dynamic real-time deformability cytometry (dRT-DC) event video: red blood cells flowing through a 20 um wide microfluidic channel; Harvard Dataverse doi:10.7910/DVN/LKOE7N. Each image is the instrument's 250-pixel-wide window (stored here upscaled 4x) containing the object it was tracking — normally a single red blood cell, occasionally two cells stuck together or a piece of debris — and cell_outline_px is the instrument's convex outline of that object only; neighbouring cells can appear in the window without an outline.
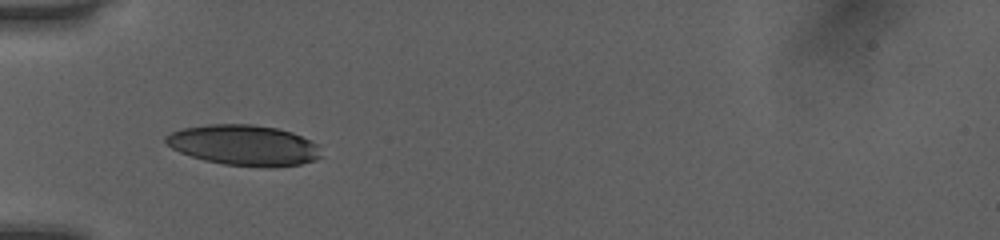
{"species": "human", "species_latin": "Homo sapiens", "temperature_condition": "room temperature", "stored_images_in_passage": 35, "camera_frame_rate_fps": 3000, "um_per_image_px": 0.085, "donor": {"sex": "female"}, "frame": {"image": 1, "passage_image": 1, "time_ms": 0.0, "image_size_px": [1000, 240], "cell_outline_px": [[324, 156], [316, 160], [300, 164], [272, 168], [268, 168], [224, 164], [204, 160], [180, 152], [172, 148], [164, 140], [164, 136], [172, 132], [184, 128], [208, 124], [252, 124], [276, 128], [292, 132], [312, 140], [320, 144]], "centroid_in_image_um": [20.82, 12.35], "position_along_channel_um": 64.2, "area_um2": 37.17}}
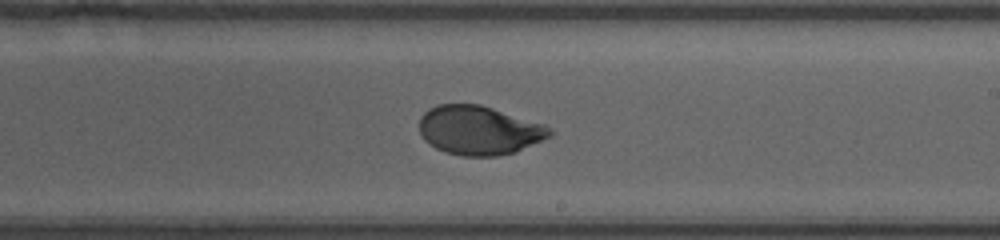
{"frame": {"image": 2, "passage_image": 15, "time_ms": 4.667, "image_size_px": [1000, 240], "cell_outline_px": [[556, 132], [552, 136], [516, 152], [496, 156], [460, 156], [444, 152], [428, 144], [424, 140], [420, 132], [420, 116], [428, 108], [436, 104], [480, 104], [544, 124], [552, 128]], "centroid_in_image_um": [40.73, 11.08], "position_along_channel_um": 248.3, "area_um2": 37.69}}
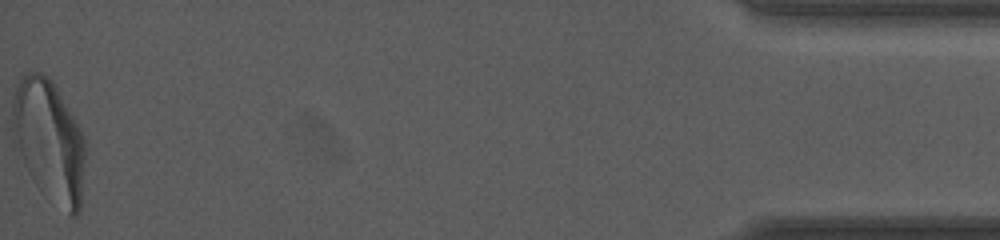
{"frame": {"image": 3, "passage_image": 35, "time_ms": 11.333, "image_size_px": [1000, 240], "cell_outline_px": [[88, 148], [80, 208], [76, 216], [72, 216], [28, 172], [12, 140], [12, 104], [16, 88], [20, 80], [28, 72], [40, 72], [52, 80], [80, 128], [84, 136]], "centroid_in_image_um": [4.2, 11.89], "position_along_channel_um": 431.0, "area_um2": 50.98}, "authors_computed_cell_mechanics": {"area_um2": 38.0902, "velocity_mm_per_s": 4.0418, "shape_relaxation_time_tau1_ms": 3.0692, "shape_relaxation_time_tau2_ms": null, "deformation_change_tau1": 0.1559, "deformation_change_tau2": null}}